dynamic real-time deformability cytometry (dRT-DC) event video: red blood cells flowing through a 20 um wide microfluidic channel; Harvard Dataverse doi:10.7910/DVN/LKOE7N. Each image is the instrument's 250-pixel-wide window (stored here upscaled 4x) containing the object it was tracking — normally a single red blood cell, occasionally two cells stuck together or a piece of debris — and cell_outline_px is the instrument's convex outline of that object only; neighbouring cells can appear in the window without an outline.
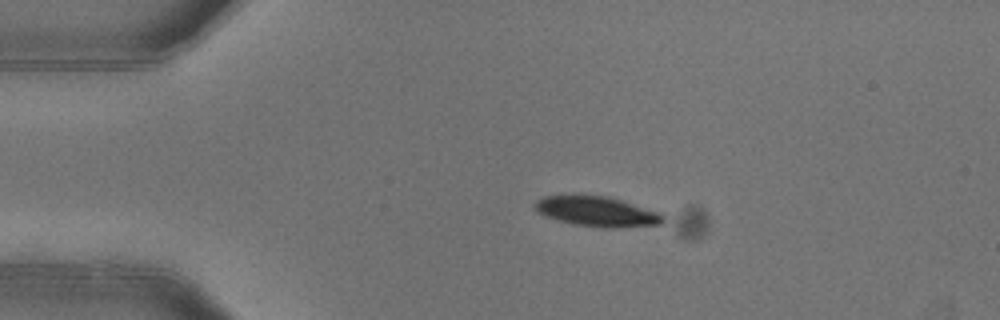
{"species": "common noctule bat (a hibernating species)", "species_latin": "Nyctalus noctula", "temperature_condition": "warm", "stored_images_in_passage": 3, "camera_frame_rate_fps": 3000, "um_per_image_px": 0.085, "animal": {"sex": "female"}, "frame": {"image": 1, "passage_image": 2, "time_ms": 0.333, "image_size_px": [1000, 320], "cell_outline_px": [[664, 224], [576, 224], [560, 220], [536, 212], [532, 204], [536, 200], [544, 196], [572, 192], [608, 196], [664, 212]], "centroid_in_image_um": [50.65, 17.84], "position_along_channel_um": 34.4, "area_um2": 22.02}}